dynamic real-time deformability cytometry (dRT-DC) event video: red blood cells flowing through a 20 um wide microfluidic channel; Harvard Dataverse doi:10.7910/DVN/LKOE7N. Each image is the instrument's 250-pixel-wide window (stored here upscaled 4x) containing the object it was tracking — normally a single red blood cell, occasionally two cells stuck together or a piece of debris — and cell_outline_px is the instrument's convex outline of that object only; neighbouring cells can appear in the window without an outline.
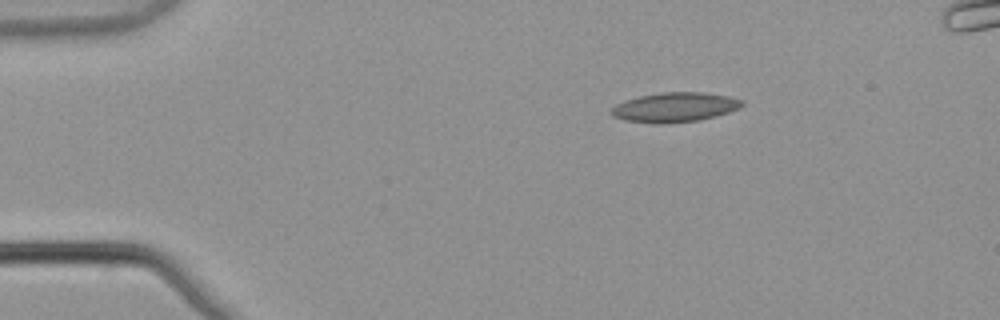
{"species": "common noctule bat (a hibernating species)", "species_latin": "Nyctalus noctula", "temperature_condition": "warm", "stored_images_in_passage": 3, "camera_frame_rate_fps": 3000, "um_per_image_px": 0.085, "animal": {"sex": "male", "body_mass_g": 21.5, "forearm_length_mm": 52.0}, "frame": {"image": 1, "passage_image": 1, "time_ms": 0.0, "image_size_px": [1000, 320], "cell_outline_px": [[744, 104], [740, 108], [716, 116], [700, 120], [664, 124], [652, 124], [624, 120], [612, 116], [608, 112], [616, 104], [624, 100], [640, 96], [660, 92], [704, 92], [728, 96], [744, 100]], "centroid_in_image_um": [57.34, 9.12], "position_along_channel_um": 27.7, "area_um2": 22.89}}